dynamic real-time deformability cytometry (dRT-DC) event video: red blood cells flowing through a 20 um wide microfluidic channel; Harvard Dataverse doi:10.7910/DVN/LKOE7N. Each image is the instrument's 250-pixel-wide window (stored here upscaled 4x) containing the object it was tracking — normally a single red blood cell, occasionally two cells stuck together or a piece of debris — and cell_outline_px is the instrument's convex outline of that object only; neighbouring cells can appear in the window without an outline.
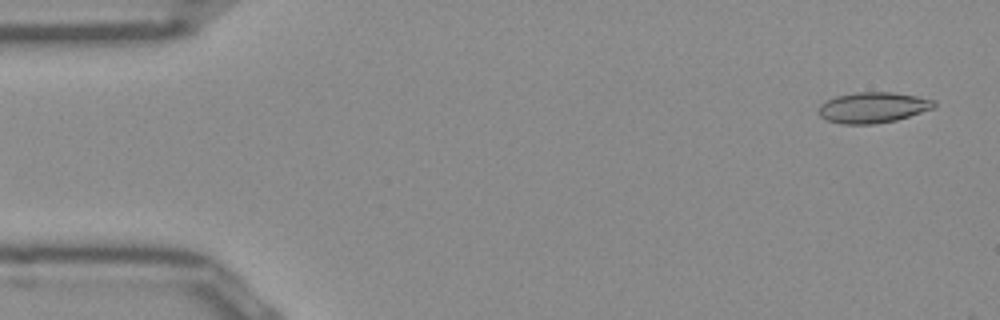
{"species": "Egyptian fruit bat (a non-hibernating species)", "species_latin": "Rousettus aegyptiacus", "temperature_condition": "room temperature", "stored_images_in_passage": 11, "camera_frame_rate_fps": 3000, "um_per_image_px": 0.085, "frame": {"image": 1, "passage_image": 2, "time_ms": 0.333, "image_size_px": [1000, 320], "cell_outline_px": [[936, 104], [932, 108], [896, 120], [876, 124], [840, 124], [828, 120], [820, 116], [820, 104], [836, 96], [856, 92], [892, 92], [916, 96], [936, 100]], "centroid_in_image_um": [74.2, 9.14], "position_along_channel_um": 10.8, "area_um2": 20.46}}